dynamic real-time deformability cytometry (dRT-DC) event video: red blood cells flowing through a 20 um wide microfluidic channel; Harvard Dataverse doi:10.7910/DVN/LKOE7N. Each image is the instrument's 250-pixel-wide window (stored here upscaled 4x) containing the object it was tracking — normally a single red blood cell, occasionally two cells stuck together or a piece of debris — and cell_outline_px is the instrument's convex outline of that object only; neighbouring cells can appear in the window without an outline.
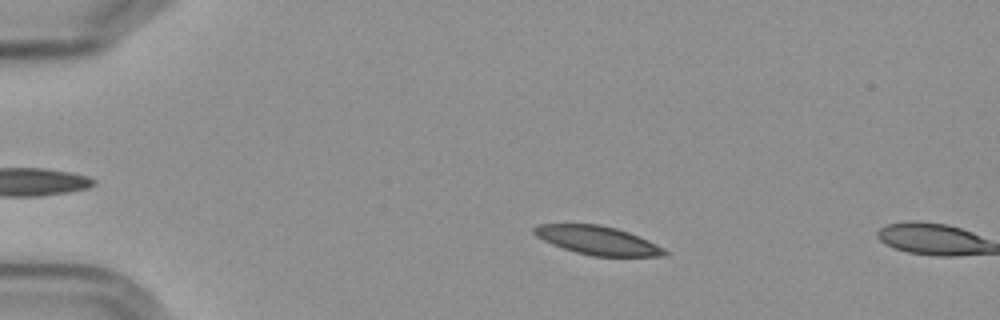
{"species": "Egyptian fruit bat (a non-hibernating species)", "species_latin": "Rousettus aegyptiacus", "temperature_condition": "cold", "stored_images_in_passage": 10, "camera_frame_rate_fps": 3000, "um_per_image_px": 0.085, "frame": {"image": 1, "passage_image": 9, "time_ms": 2.667, "image_size_px": [1000, 320], "cell_outline_px": [[668, 252], [664, 256], [592, 256], [576, 252], [552, 244], [536, 236], [532, 232], [532, 228], [536, 224], [600, 224], [616, 228], [628, 232], [648, 240], [664, 248]], "centroid_in_image_um": [50.77, 20.42], "position_along_channel_um": 34.2, "area_um2": 21.68}}